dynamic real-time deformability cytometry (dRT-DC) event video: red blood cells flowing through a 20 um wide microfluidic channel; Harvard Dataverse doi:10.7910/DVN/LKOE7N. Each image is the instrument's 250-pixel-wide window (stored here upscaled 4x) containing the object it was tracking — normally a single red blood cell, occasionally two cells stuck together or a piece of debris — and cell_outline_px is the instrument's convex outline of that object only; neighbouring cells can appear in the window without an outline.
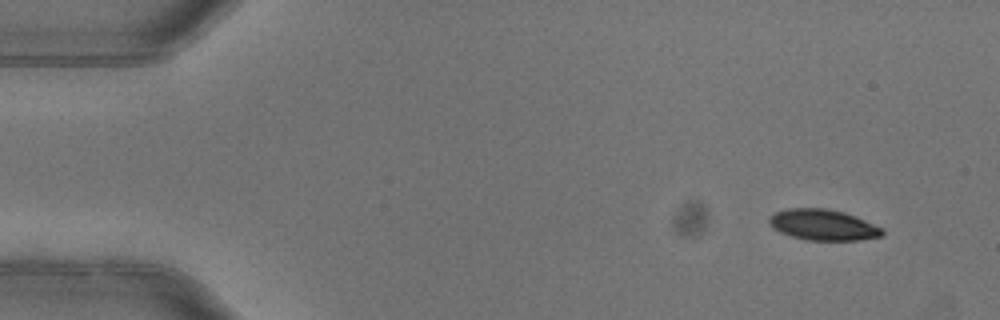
{"species": "common noctule bat (a hibernating species)", "species_latin": "Nyctalus noctula", "temperature_condition": "warm", "stored_images_in_passage": 4, "camera_frame_rate_fps": 3000, "um_per_image_px": 0.085, "animal": {"sex": "female"}, "frame": {"image": 1, "passage_image": 1, "time_ms": 0.0, "image_size_px": [1000, 320], "cell_outline_px": [[884, 236], [860, 240], [804, 240], [780, 232], [772, 228], [768, 224], [768, 216], [776, 212], [788, 208], [828, 208], [844, 212], [884, 228]], "centroid_in_image_um": [69.95, 19.11], "position_along_channel_um": 15.0, "area_um2": 20.58}}
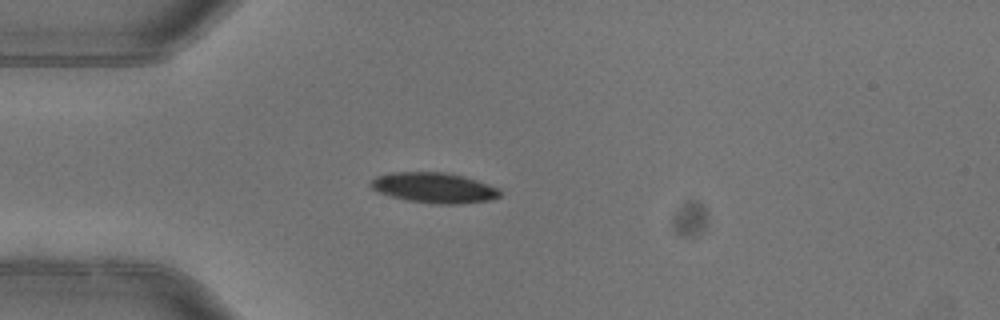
{"frame": {"image": 2, "passage_image": 3, "time_ms": 0.667, "image_size_px": [1000, 320], "cell_outline_px": [[504, 192], [500, 196], [488, 200], [460, 204], [432, 204], [408, 200], [376, 192], [368, 184], [376, 176], [392, 172], [444, 172], [464, 176], [500, 188]], "centroid_in_image_um": [36.91, 15.96], "position_along_channel_um": 48.1, "area_um2": 23.0}}